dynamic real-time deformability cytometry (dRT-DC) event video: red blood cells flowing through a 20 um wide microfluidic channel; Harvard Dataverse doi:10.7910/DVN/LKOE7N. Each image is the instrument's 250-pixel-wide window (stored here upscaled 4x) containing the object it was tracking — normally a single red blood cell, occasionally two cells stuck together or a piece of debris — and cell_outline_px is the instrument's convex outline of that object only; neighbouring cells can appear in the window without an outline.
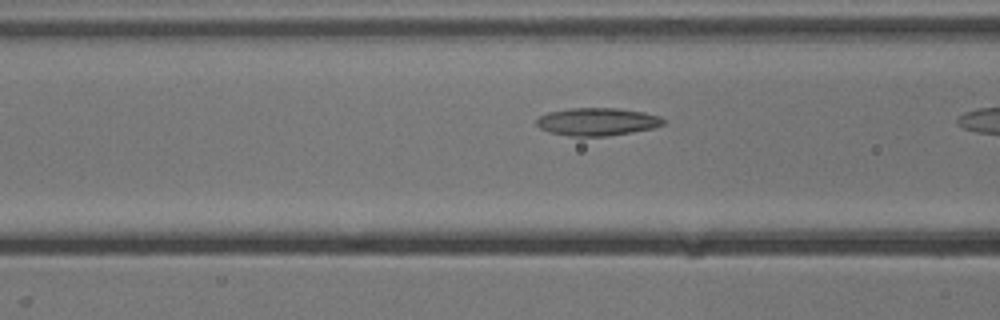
{"species": "common noctule bat (a hibernating species)", "species_latin": "Nyctalus noctula", "temperature_condition": "cold", "stored_images_in_passage": 8, "camera_frame_rate_fps": 3000, "um_per_image_px": 0.085, "animal": {"sex": "male", "body_mass_g": 13.3}, "frame": {"image": 1, "passage_image": 7, "time_ms": 2.0, "image_size_px": [1000, 320], "cell_outline_px": [[664, 124], [652, 128], [632, 132], [608, 136], [568, 136], [548, 132], [540, 128], [536, 124], [536, 120], [540, 116], [548, 112], [568, 108], [616, 108], [644, 112], [660, 116], [664, 120]], "centroid_in_image_um": [50.74, 10.34], "position_along_channel_um": 115.9, "area_um2": 20.58}}